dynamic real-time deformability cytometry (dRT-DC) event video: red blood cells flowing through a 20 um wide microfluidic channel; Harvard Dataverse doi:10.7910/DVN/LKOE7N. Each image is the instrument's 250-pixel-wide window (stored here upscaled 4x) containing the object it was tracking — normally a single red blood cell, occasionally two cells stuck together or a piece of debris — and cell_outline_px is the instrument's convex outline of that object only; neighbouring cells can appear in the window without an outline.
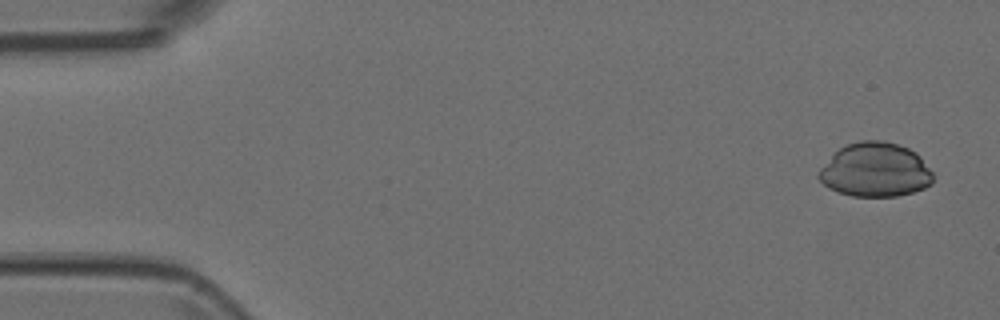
{"species": "Egyptian fruit bat (a non-hibernating species)", "species_latin": "Rousettus aegyptiacus", "temperature_condition": "room temperature", "stored_images_in_passage": 5, "camera_frame_rate_fps": 3000, "um_per_image_px": 0.085, "animal": {"sex": "female"}, "frame": {"image": 1, "passage_image": 1, "time_ms": 0.0, "image_size_px": [1000, 320], "cell_outline_px": [[932, 184], [924, 188], [912, 192], [896, 196], [852, 196], [836, 192], [828, 188], [816, 176], [820, 168], [840, 148], [848, 144], [860, 140], [884, 140], [908, 148], [916, 152], [920, 156], [932, 172]], "centroid_in_image_um": [74.39, 14.45], "position_along_channel_um": 10.6, "area_um2": 36.01}}